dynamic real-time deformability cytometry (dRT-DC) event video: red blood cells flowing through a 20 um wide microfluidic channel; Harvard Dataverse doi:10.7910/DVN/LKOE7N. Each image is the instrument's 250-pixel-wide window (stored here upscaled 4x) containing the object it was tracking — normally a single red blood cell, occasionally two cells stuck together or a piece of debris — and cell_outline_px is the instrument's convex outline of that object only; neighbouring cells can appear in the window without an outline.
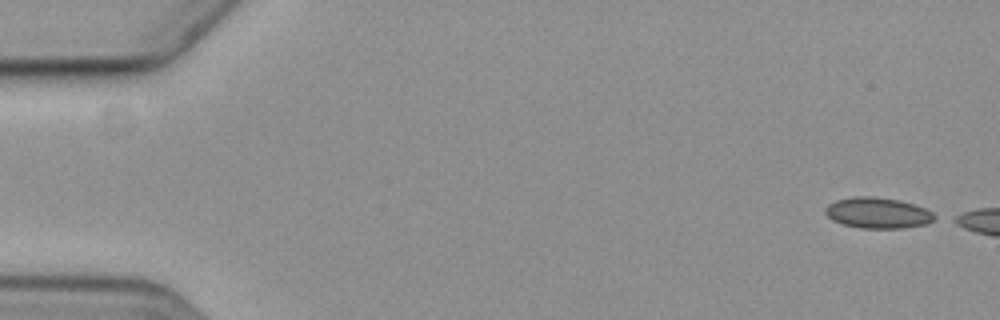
{"species": "common noctule bat (a hibernating species)", "species_latin": "Nyctalus noctula", "temperature_condition": "cold", "stored_images_in_passage": 3, "camera_frame_rate_fps": 3000, "um_per_image_px": 0.085, "animal": {"sex": "female", "body_mass_g": 19.3, "forearm_length_mm": 54.1}, "frame": {"image": 1, "passage_image": 1, "time_ms": 0.0, "image_size_px": [1000, 320], "cell_outline_px": [[940, 216], [936, 220], [924, 224], [904, 228], [860, 228], [844, 224], [832, 220], [824, 212], [824, 208], [828, 204], [836, 200], [856, 196], [872, 196], [900, 200], [924, 208]], "centroid_in_image_um": [74.63, 18.1], "position_along_channel_um": 10.4, "area_um2": 19.71}}